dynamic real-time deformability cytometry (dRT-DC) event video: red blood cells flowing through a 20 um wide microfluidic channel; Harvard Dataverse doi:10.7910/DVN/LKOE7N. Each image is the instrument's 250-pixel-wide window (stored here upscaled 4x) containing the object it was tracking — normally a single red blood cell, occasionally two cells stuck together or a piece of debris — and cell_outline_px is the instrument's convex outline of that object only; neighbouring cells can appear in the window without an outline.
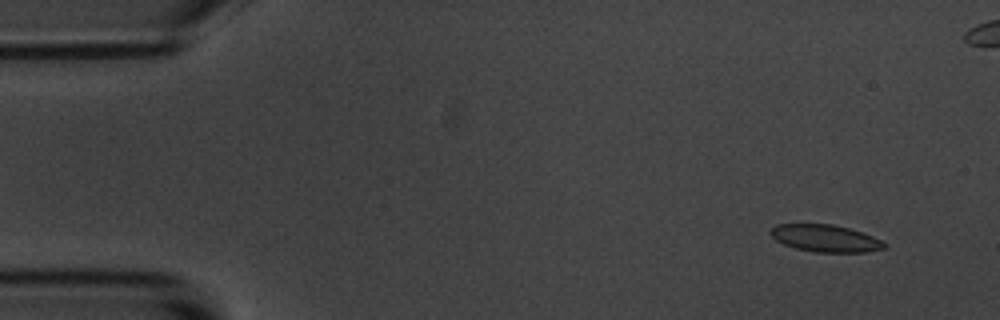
{"species": "common noctule bat (a hibernating species)", "species_latin": "Nyctalus noctula", "temperature_condition": "room temperature", "stored_images_in_passage": 4, "camera_frame_rate_fps": 3000, "um_per_image_px": 0.085, "animal": {"sex": "male", "body_mass_g": 20.1, "forearm_length_mm": 53.5}, "frame": {"image": 1, "passage_image": 1, "time_ms": 0.0, "image_size_px": [1000, 320], "cell_outline_px": [[888, 244], [884, 248], [868, 252], [816, 252], [796, 248], [784, 244], [776, 240], [768, 232], [776, 224], [832, 224], [848, 228], [872, 236]], "centroid_in_image_um": [70.15, 20.25], "position_along_channel_um": 14.9, "area_um2": 17.86}}